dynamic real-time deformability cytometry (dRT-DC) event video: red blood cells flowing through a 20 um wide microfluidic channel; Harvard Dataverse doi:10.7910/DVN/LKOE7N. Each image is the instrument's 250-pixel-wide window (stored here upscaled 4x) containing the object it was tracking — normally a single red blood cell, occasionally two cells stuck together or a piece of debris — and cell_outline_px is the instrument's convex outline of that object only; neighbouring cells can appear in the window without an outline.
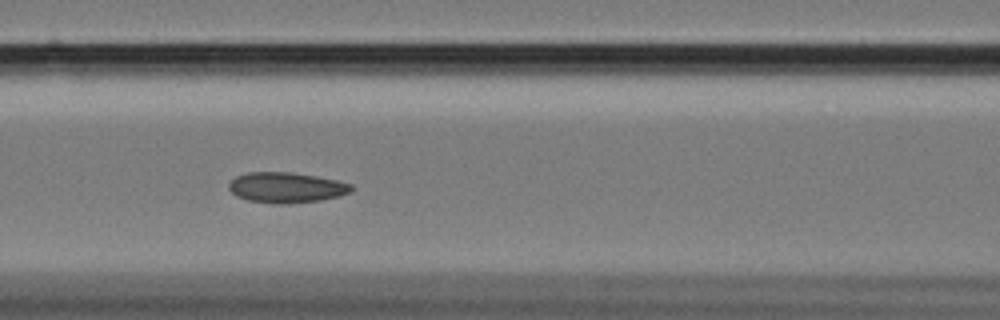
{"species": "Egyptian fruit bat (a non-hibernating species)", "species_latin": "Rousettus aegyptiacus", "temperature_condition": "cold", "stored_images_in_passage": 59, "camera_frame_rate_fps": 3000, "um_per_image_px": 0.085, "animal": {"sex": "female"}, "frame": {"image": 1, "passage_image": 26, "time_ms": 8.333, "image_size_px": [1000, 320], "cell_outline_px": [[356, 188], [352, 192], [320, 200], [280, 204], [276, 204], [248, 200], [236, 196], [228, 188], [228, 184], [236, 176], [248, 172], [292, 172], [316, 176], [336, 180], [352, 184]], "centroid_in_image_um": [24.34, 15.93], "position_along_channel_um": 142.3, "area_um2": 21.73}}
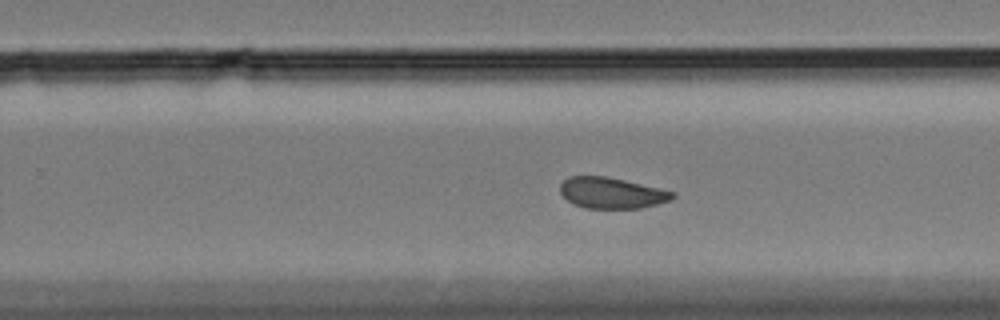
{"frame": {"image": 2, "passage_image": 38, "time_ms": 12.333, "image_size_px": [1000, 320], "cell_outline_px": [[676, 196], [672, 200], [640, 208], [584, 208], [568, 200], [560, 192], [560, 184], [568, 176], [604, 176], [624, 180], [660, 188], [676, 192]], "centroid_in_image_um": [52.01, 16.39], "position_along_channel_um": 277.8, "area_um2": 20.23}}
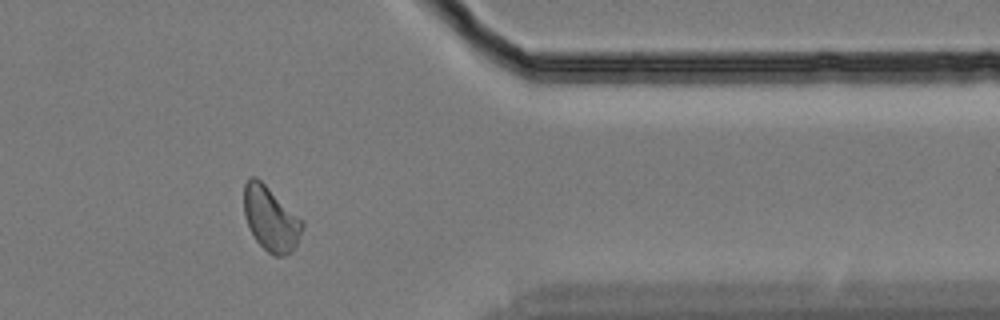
{"frame": {"image": 3, "passage_image": 49, "time_ms": 16.0, "image_size_px": [1000, 320], "cell_outline_px": [[304, 224], [296, 244], [292, 252], [284, 256], [276, 256], [268, 252], [256, 240], [244, 216], [244, 184], [252, 176], [256, 176], [304, 220]], "centroid_in_image_um": [23.02, 18.59], "position_along_channel_um": 388.4, "area_um2": 21.79}, "authors_computed_cell_mechanics": {"area_um2": 21.7328, "velocity_mm_per_s": 3.3984, "shape_relaxation_time_tau1_ms": 5.5848, "shape_relaxation_time_tau2_ms": 2.5745, "deformation_change_tau1": 0.0865, "deformation_change_tau2": 0.0735}}